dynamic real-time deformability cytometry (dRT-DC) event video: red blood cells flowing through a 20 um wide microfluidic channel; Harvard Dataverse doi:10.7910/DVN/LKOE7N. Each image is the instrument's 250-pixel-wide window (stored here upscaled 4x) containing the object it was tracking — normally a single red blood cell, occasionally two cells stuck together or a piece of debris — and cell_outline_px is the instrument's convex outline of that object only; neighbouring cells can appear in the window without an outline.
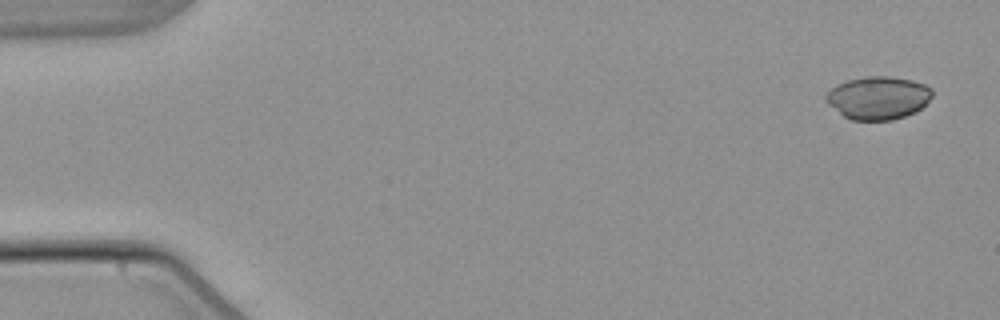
{"species": "common noctule bat (a hibernating species)", "species_latin": "Nyctalus noctula", "temperature_condition": "warm", "stored_images_in_passage": 5, "segment_of_instrument_passage": [1, 2], "camera_frame_rate_fps": 3000, "um_per_image_px": 0.085, "animal": {"sex": "male", "body_mass_g": 21.5, "forearm_length_mm": 52.0}, "frame": {"image": 1, "passage_image": 1, "time_ms": 0.0, "image_size_px": [1000, 320], "cell_outline_px": [[932, 96], [916, 112], [892, 120], [852, 120], [844, 116], [828, 104], [824, 100], [824, 96], [836, 84], [848, 80], [868, 76], [888, 76], [912, 80], [924, 84], [932, 88]], "centroid_in_image_um": [74.63, 8.31], "position_along_channel_um": 10.4, "area_um2": 26.53}}
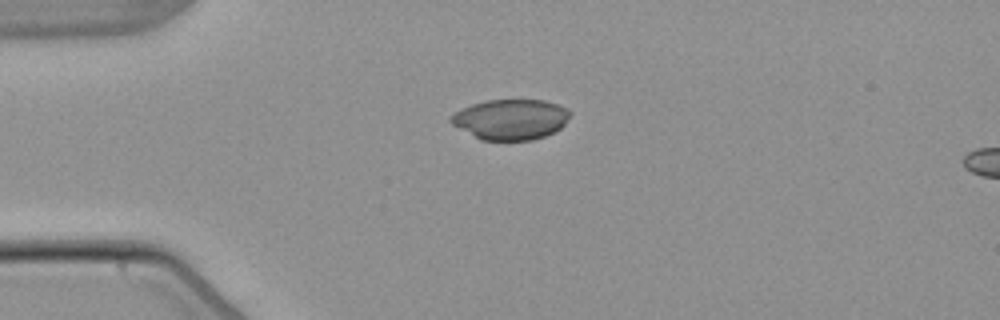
{"frame": {"image": 2, "passage_image": 4, "time_ms": 3.667, "image_size_px": [1000, 320], "cell_outline_px": [[572, 112], [564, 124], [560, 128], [544, 136], [532, 140], [480, 140], [452, 124], [448, 120], [448, 116], [460, 108], [484, 100], [544, 100], [568, 108]], "centroid_in_image_um": [43.37, 10.14], "position_along_channel_um": 41.6, "area_um2": 28.21}}